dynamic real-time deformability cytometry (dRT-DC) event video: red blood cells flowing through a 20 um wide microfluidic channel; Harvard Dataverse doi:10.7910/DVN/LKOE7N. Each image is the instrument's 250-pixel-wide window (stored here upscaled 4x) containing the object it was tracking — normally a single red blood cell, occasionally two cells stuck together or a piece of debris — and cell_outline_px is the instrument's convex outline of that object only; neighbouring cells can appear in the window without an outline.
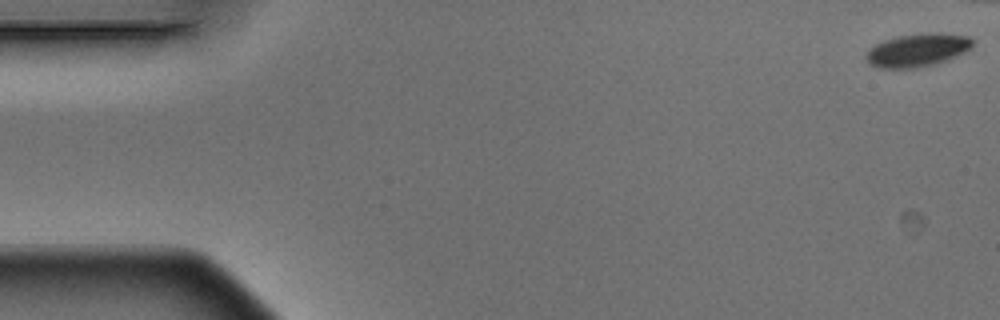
{"species": "Egyptian fruit bat (a non-hibernating species)", "species_latin": "Rousettus aegyptiacus", "temperature_condition": "warm", "stored_images_in_passage": 6, "camera_frame_rate_fps": 3000, "um_per_image_px": 0.085, "animal": {"sex": "male"}, "frame": {"image": 1, "passage_image": 1, "time_ms": 0.0, "image_size_px": [1000, 320], "cell_outline_px": [[972, 48], [964, 52], [944, 60], [932, 64], [916, 68], [880, 68], [868, 64], [864, 56], [868, 48], [884, 40], [900, 36], [928, 32], [940, 32], [968, 36], [972, 40]], "centroid_in_image_um": [77.94, 4.25], "position_along_channel_um": 7.1, "area_um2": 20.52}}
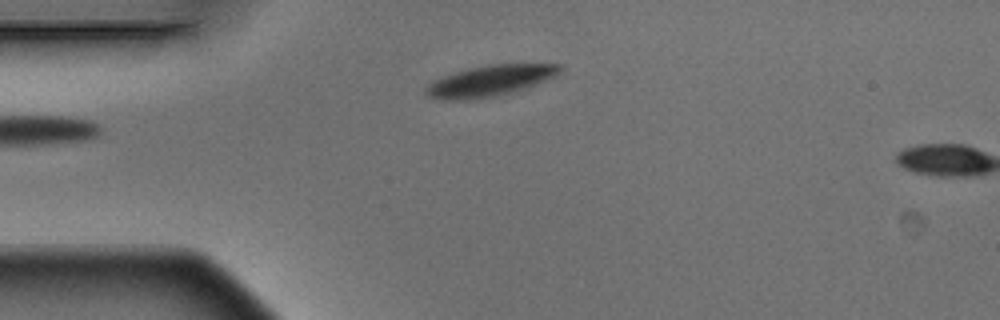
{"frame": {"image": 2, "passage_image": 6, "time_ms": 1.667, "image_size_px": [1000, 320], "cell_outline_px": [[564, 68], [560, 72], [548, 80], [528, 88], [476, 100], [440, 100], [428, 96], [424, 92], [424, 88], [432, 80], [468, 68], [488, 64], [564, 64]], "centroid_in_image_um": [41.65, 6.87], "position_along_channel_um": 43.3, "area_um2": 24.51}}